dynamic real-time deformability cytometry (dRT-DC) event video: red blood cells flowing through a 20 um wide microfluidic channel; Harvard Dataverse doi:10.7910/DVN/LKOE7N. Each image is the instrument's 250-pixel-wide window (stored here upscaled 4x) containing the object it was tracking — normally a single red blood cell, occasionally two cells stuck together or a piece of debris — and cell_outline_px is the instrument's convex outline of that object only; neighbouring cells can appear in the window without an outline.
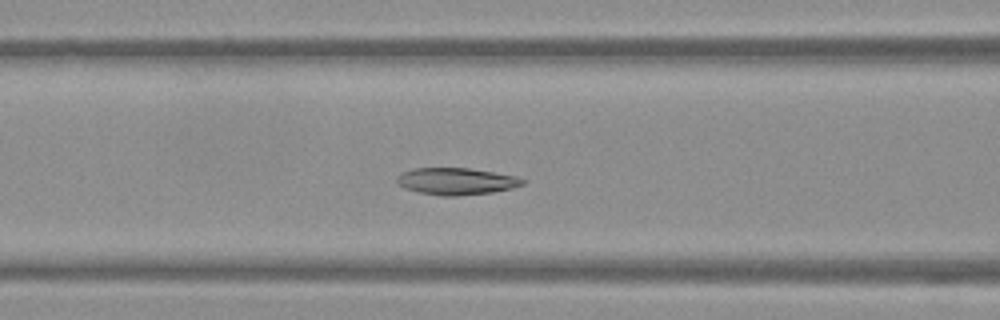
{"species": "Egyptian fruit bat (a non-hibernating species)", "species_latin": "Rousettus aegyptiacus", "temperature_condition": "warm", "stored_images_in_passage": 53, "camera_frame_rate_fps": 3000, "um_per_image_px": 0.085, "frame": {"image": 1, "passage_image": 22, "time_ms": 7.0, "image_size_px": [1000, 320], "cell_outline_px": [[524, 184], [512, 188], [492, 192], [456, 196], [444, 196], [420, 192], [404, 188], [396, 184], [396, 176], [412, 168], [468, 168], [516, 176], [524, 180]], "centroid_in_image_um": [38.75, 15.41], "position_along_channel_um": 127.9, "area_um2": 19.59}}
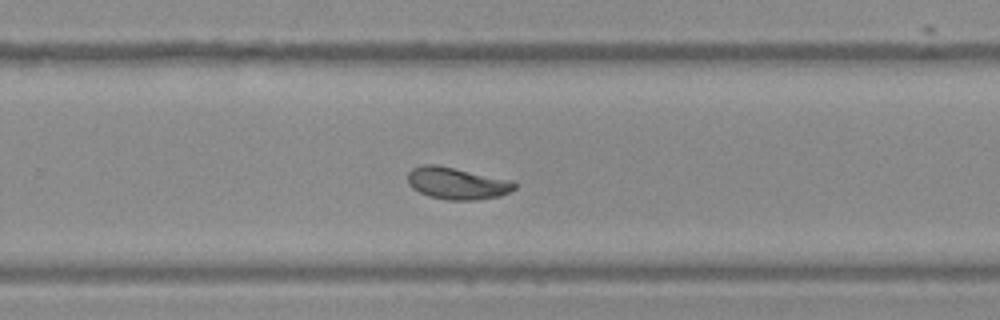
{"frame": {"image": 2, "passage_image": 35, "time_ms": 11.333, "image_size_px": [1000, 320], "cell_outline_px": [[516, 188], [500, 196], [476, 200], [448, 200], [428, 196], [412, 188], [408, 184], [408, 172], [412, 168], [420, 164], [436, 164], [512, 180], [516, 184]], "centroid_in_image_um": [38.82, 15.57], "position_along_channel_um": 291.0, "area_um2": 20.0}}
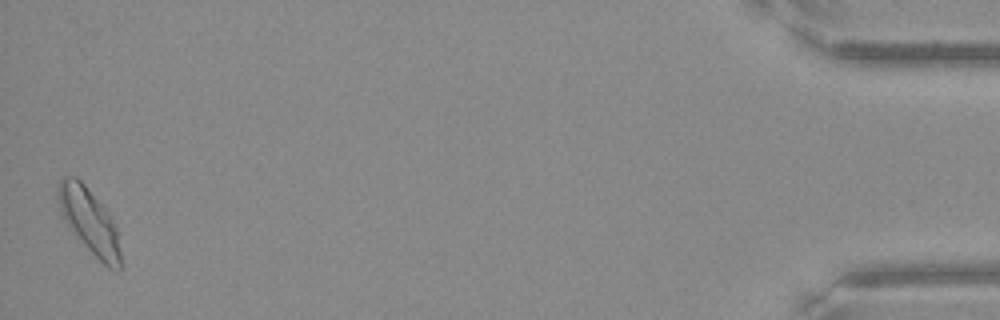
{"frame": {"image": 3, "passage_image": 53, "time_ms": 17.333, "image_size_px": [1000, 320], "cell_outline_px": [[120, 268], [108, 268], [84, 244], [64, 220], [60, 208], [56, 192], [56, 188], [60, 176], [76, 176], [84, 184], [104, 208], [112, 220], [116, 232], [120, 252]], "centroid_in_image_um": [7.53, 18.71], "position_along_channel_um": 427.7, "area_um2": 22.89}, "authors_computed_cell_mechanics": {"area_um2": 20.1722, "velocity_mm_per_s": 3.7709, "shape_relaxation_time_tau1_ms": 8.3003, "shape_relaxation_time_tau2_ms": 2.1194, "deformation_change_tau1": 0.2421, "deformation_change_tau2": 0.0721}}